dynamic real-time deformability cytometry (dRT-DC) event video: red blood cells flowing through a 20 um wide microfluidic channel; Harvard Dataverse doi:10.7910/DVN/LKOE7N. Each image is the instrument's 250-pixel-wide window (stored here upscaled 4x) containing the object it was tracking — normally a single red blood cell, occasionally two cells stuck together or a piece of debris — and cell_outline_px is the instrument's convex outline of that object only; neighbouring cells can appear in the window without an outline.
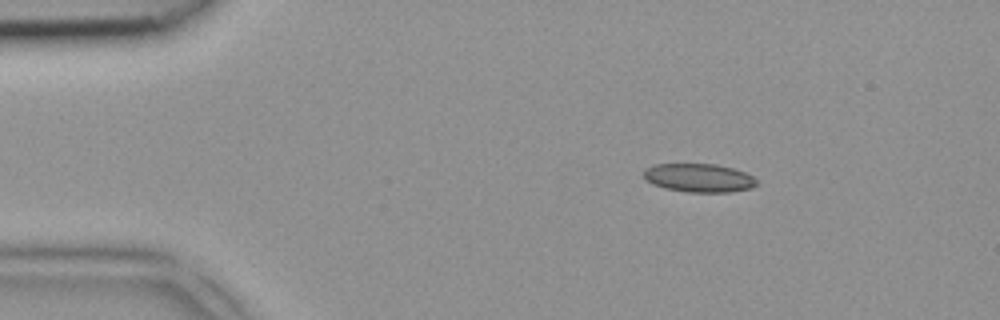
{"species": "common noctule bat (a hibernating species)", "species_latin": "Nyctalus noctula", "temperature_condition": "room temperature", "stored_images_in_passage": 3, "camera_frame_rate_fps": 3000, "um_per_image_px": 0.085, "animal": {"sex": "female", "body_mass_g": 18.4}, "frame": {"image": 1, "passage_image": 1, "time_ms": 0.0, "image_size_px": [1000, 320], "cell_outline_px": [[756, 184], [752, 188], [728, 192], [688, 192], [664, 188], [652, 184], [644, 180], [644, 172], [648, 168], [656, 164], [716, 164], [732, 168], [744, 172], [752, 176], [756, 180]], "centroid_in_image_um": [59.39, 15.12], "position_along_channel_um": 25.6, "area_um2": 18.67}}
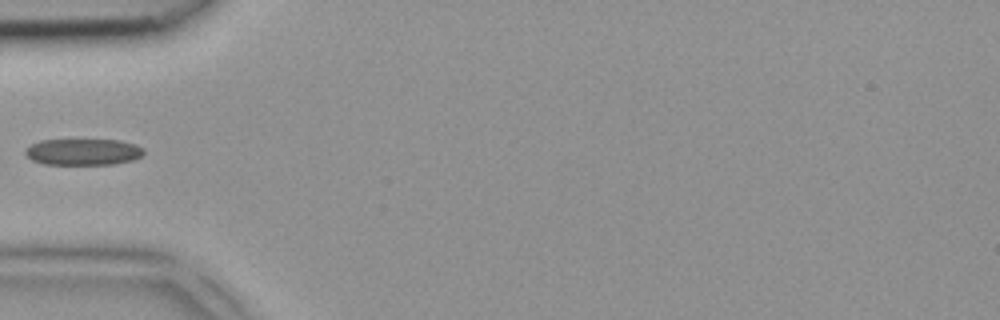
{"frame": {"image": 2, "passage_image": 3, "time_ms": 0.667, "image_size_px": [1000, 320], "cell_outline_px": [[144, 152], [140, 156], [132, 160], [112, 164], [44, 164], [32, 160], [24, 152], [32, 144], [40, 140], [120, 140], [136, 144], [144, 148]], "centroid_in_image_um": [7.09, 12.9], "position_along_channel_um": 77.9, "area_um2": 18.09}}